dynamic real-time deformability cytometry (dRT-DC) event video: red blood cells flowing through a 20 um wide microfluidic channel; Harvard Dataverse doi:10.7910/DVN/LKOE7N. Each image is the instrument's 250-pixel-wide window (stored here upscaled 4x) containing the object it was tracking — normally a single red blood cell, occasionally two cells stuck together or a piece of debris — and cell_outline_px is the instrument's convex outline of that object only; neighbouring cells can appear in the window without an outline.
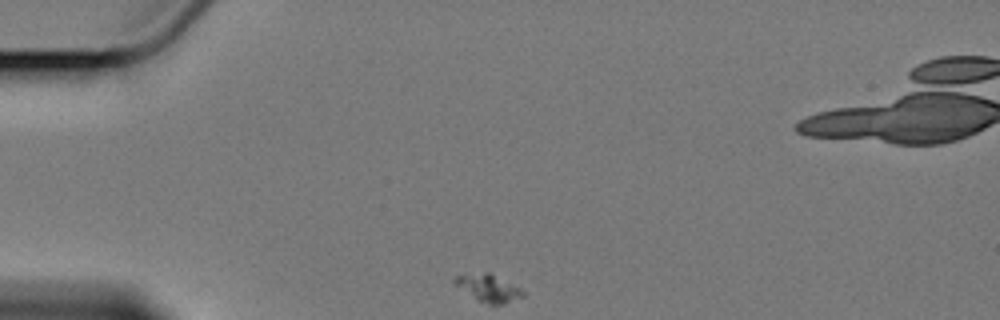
{"species": "Egyptian fruit bat (a non-hibernating species)", "species_latin": "Rousettus aegyptiacus", "temperature_condition": "cold", "stored_images_in_passage": 3, "camera_frame_rate_fps": 3000, "um_per_image_px": 0.085, "animal": {"sex": "female"}, "frame": {"image": 1, "passage_image": 1, "time_ms": 0.0, "image_size_px": [1000, 320], "cell_outline_px": [[524, 296], [504, 304], [488, 304], [476, 300], [452, 284], [452, 280], [456, 276], [484, 272], [488, 272], [520, 288], [524, 292]], "centroid_in_image_um": [41.46, 24.5], "position_along_channel_um": 43.5, "area_um2": 10.87}}
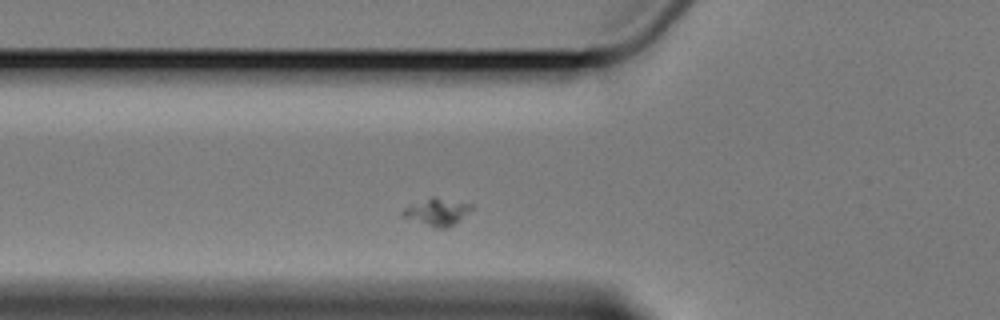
{"frame": {"image": 2, "passage_image": 3, "time_ms": 2.333, "image_size_px": [1000, 320], "cell_outline_px": [[476, 208], [448, 228], [440, 228], [400, 216], [400, 212], [404, 208], [432, 196], [472, 204]], "centroid_in_image_um": [37.19, 18.0], "position_along_channel_um": 88.6, "area_um2": 10.75}}